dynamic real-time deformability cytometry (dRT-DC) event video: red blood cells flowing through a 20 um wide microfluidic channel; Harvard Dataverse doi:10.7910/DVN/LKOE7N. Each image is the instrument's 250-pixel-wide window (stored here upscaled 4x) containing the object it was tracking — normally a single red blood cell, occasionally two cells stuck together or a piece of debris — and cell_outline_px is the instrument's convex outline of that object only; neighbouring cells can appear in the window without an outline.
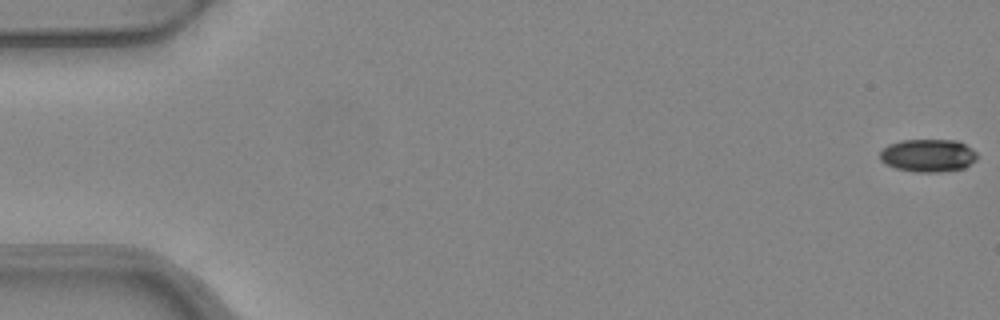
{"species": "common noctule bat (a hibernating species)", "species_latin": "Nyctalus noctula", "temperature_condition": "warm", "stored_images_in_passage": 5, "camera_frame_rate_fps": 3000, "um_per_image_px": 0.085, "animal": {"sex": "female", "body_mass_g": 24.6, "forearm_length_mm": 56.2}, "frame": {"image": 1, "passage_image": 1, "time_ms": 0.0, "image_size_px": [1000, 320], "cell_outline_px": [[976, 160], [964, 168], [940, 172], [916, 172], [896, 168], [884, 164], [880, 160], [880, 152], [888, 144], [900, 140], [956, 140], [972, 148], [976, 152]], "centroid_in_image_um": [78.87, 13.21], "position_along_channel_um": 6.1, "area_um2": 18.67}}
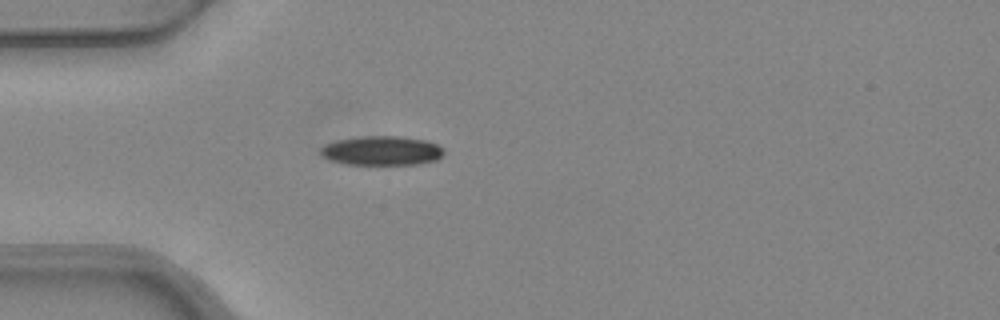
{"frame": {"image": 2, "passage_image": 5, "time_ms": 1.333, "image_size_px": [1000, 320], "cell_outline_px": [[444, 152], [436, 160], [416, 164], [348, 164], [332, 160], [320, 156], [320, 148], [324, 144], [336, 140], [360, 136], [400, 136], [424, 140], [436, 144], [444, 148]], "centroid_in_image_um": [32.41, 12.8], "position_along_channel_um": 52.6, "area_um2": 20.98}}